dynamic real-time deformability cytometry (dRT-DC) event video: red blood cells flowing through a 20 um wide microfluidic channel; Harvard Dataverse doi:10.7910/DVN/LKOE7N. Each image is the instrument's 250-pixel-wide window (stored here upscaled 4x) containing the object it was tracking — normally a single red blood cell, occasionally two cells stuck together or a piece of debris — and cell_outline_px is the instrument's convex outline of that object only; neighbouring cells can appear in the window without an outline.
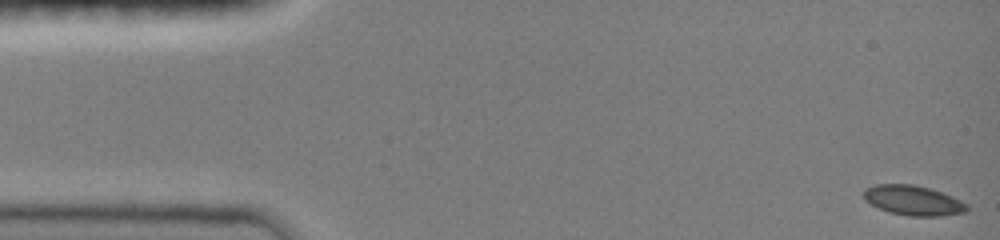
{"species": "common noctule bat (a hibernating species)", "species_latin": "Nyctalus noctula", "temperature_condition": "room temperature", "stored_images_in_passage": 8, "camera_frame_rate_fps": 3000, "um_per_image_px": 0.085, "animal": {"sex": "female", "body_mass_g": 19.0, "forearm_length_mm": 51.5}, "frame": {"image": 1, "passage_image": 1, "time_ms": 0.0, "image_size_px": [1000, 240], "cell_outline_px": [[968, 212], [940, 216], [908, 216], [888, 212], [864, 200], [864, 188], [876, 184], [912, 184], [928, 188], [952, 196], [968, 204]], "centroid_in_image_um": [77.63, 17.04], "position_along_channel_um": 7.4, "area_um2": 17.98}}
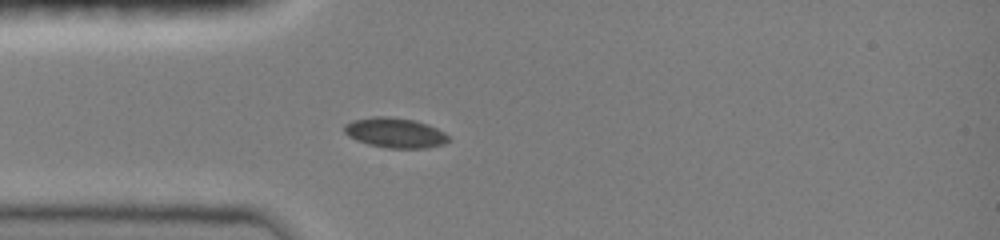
{"frame": {"image": 2, "passage_image": 8, "time_ms": 4.0, "image_size_px": [1000, 240], "cell_outline_px": [[452, 140], [444, 144], [428, 148], [388, 148], [368, 144], [356, 140], [348, 136], [344, 132], [344, 124], [352, 120], [372, 116], [384, 116], [416, 120], [428, 124], [444, 132]], "centroid_in_image_um": [33.59, 11.28], "position_along_channel_um": 51.4, "area_um2": 18.44}}